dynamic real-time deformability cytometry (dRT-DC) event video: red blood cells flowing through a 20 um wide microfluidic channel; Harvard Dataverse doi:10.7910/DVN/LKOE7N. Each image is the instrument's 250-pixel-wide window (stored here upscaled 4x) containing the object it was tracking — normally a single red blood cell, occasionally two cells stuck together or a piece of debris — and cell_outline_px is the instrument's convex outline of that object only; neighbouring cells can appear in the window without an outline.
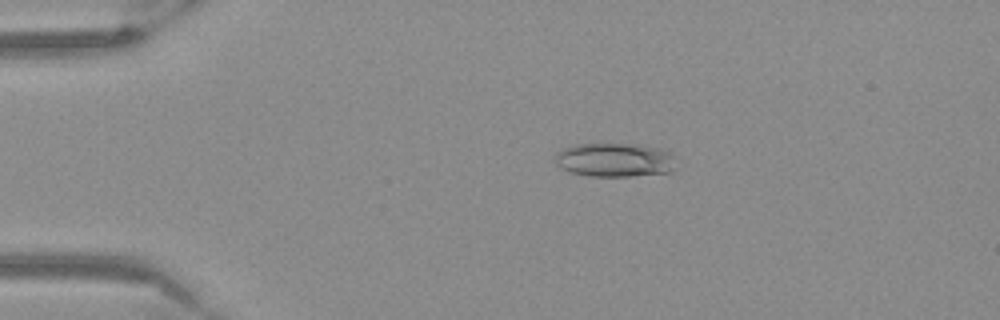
{"species": "Egyptian fruit bat (a non-hibernating species)", "species_latin": "Rousettus aegyptiacus", "temperature_condition": "warm", "stored_images_in_passage": 51, "camera_frame_rate_fps": 3000, "um_per_image_px": 0.085, "frame": {"image": 1, "passage_image": 9, "time_ms": 2.667, "image_size_px": [1000, 320], "cell_outline_px": [[672, 168], [668, 172], [628, 176], [588, 176], [568, 172], [560, 168], [552, 160], [556, 152], [564, 148], [576, 144], [636, 144], [656, 148], [668, 152], [672, 156]], "centroid_in_image_um": [52.11, 13.59], "position_along_channel_um": 32.9, "area_um2": 23.7}}
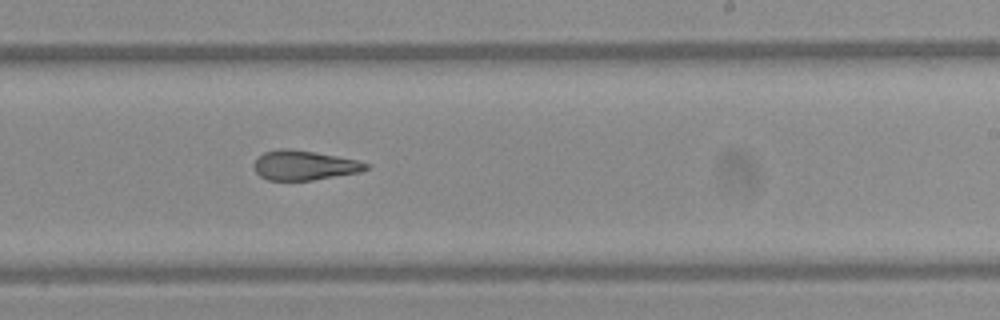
{"frame": {"image": 2, "passage_image": 31, "time_ms": 10.0, "image_size_px": [1000, 320], "cell_outline_px": [[372, 164], [368, 168], [360, 172], [312, 180], [268, 180], [260, 176], [256, 172], [252, 164], [264, 152], [280, 148], [288, 148], [360, 160]], "centroid_in_image_um": [25.88, 14.05], "position_along_channel_um": 263.1, "area_um2": 19.31}}
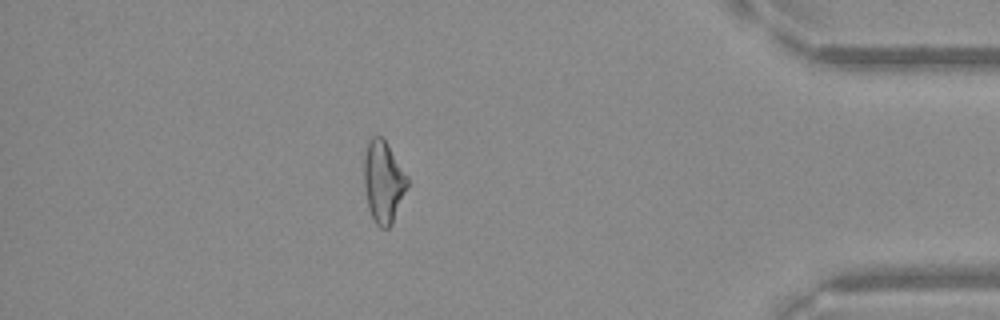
{"frame": {"image": 3, "passage_image": 45, "time_ms": 14.667, "image_size_px": [1000, 320], "cell_outline_px": [[408, 184], [392, 224], [388, 228], [380, 228], [376, 224], [368, 208], [364, 184], [364, 156], [368, 140], [372, 136], [380, 136], [388, 144], [408, 176]], "centroid_in_image_um": [32.58, 15.44], "position_along_channel_um": 402.6, "area_um2": 20.63}}